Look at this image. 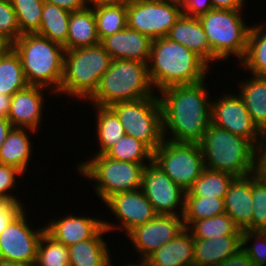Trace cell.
Here are the masks:
<instances>
[{"label": "cell", "mask_w": 266, "mask_h": 266, "mask_svg": "<svg viewBox=\"0 0 266 266\" xmlns=\"http://www.w3.org/2000/svg\"><path fill=\"white\" fill-rule=\"evenodd\" d=\"M205 82L170 86L159 92L164 139L199 143L204 137L211 124L213 99Z\"/></svg>", "instance_id": "1"}, {"label": "cell", "mask_w": 266, "mask_h": 266, "mask_svg": "<svg viewBox=\"0 0 266 266\" xmlns=\"http://www.w3.org/2000/svg\"><path fill=\"white\" fill-rule=\"evenodd\" d=\"M153 89L191 85L204 81L210 66L194 51L167 37L152 40L147 63Z\"/></svg>", "instance_id": "2"}, {"label": "cell", "mask_w": 266, "mask_h": 266, "mask_svg": "<svg viewBox=\"0 0 266 266\" xmlns=\"http://www.w3.org/2000/svg\"><path fill=\"white\" fill-rule=\"evenodd\" d=\"M11 47L19 55L28 85L58 93L63 77L64 46L36 33L22 34Z\"/></svg>", "instance_id": "3"}, {"label": "cell", "mask_w": 266, "mask_h": 266, "mask_svg": "<svg viewBox=\"0 0 266 266\" xmlns=\"http://www.w3.org/2000/svg\"><path fill=\"white\" fill-rule=\"evenodd\" d=\"M199 146L206 169L235 178L254 173V145L241 136L210 124Z\"/></svg>", "instance_id": "4"}, {"label": "cell", "mask_w": 266, "mask_h": 266, "mask_svg": "<svg viewBox=\"0 0 266 266\" xmlns=\"http://www.w3.org/2000/svg\"><path fill=\"white\" fill-rule=\"evenodd\" d=\"M148 75L147 63L137 60H112L103 74L98 89L88 100L92 105L110 107L155 95Z\"/></svg>", "instance_id": "5"}, {"label": "cell", "mask_w": 266, "mask_h": 266, "mask_svg": "<svg viewBox=\"0 0 266 266\" xmlns=\"http://www.w3.org/2000/svg\"><path fill=\"white\" fill-rule=\"evenodd\" d=\"M112 60L101 44L65 50L63 77L58 94L88 101L97 91Z\"/></svg>", "instance_id": "6"}, {"label": "cell", "mask_w": 266, "mask_h": 266, "mask_svg": "<svg viewBox=\"0 0 266 266\" xmlns=\"http://www.w3.org/2000/svg\"><path fill=\"white\" fill-rule=\"evenodd\" d=\"M242 11L213 9L198 17L217 61L235 56L241 62L246 55L251 26L243 20Z\"/></svg>", "instance_id": "7"}, {"label": "cell", "mask_w": 266, "mask_h": 266, "mask_svg": "<svg viewBox=\"0 0 266 266\" xmlns=\"http://www.w3.org/2000/svg\"><path fill=\"white\" fill-rule=\"evenodd\" d=\"M88 159L78 162V174L85 176V180L96 181L92 186L103 203L116 193L141 188L144 164L118 161L105 155H92Z\"/></svg>", "instance_id": "8"}, {"label": "cell", "mask_w": 266, "mask_h": 266, "mask_svg": "<svg viewBox=\"0 0 266 266\" xmlns=\"http://www.w3.org/2000/svg\"><path fill=\"white\" fill-rule=\"evenodd\" d=\"M118 116L127 135L145 143L153 152L163 143L162 108L154 95L110 106Z\"/></svg>", "instance_id": "9"}, {"label": "cell", "mask_w": 266, "mask_h": 266, "mask_svg": "<svg viewBox=\"0 0 266 266\" xmlns=\"http://www.w3.org/2000/svg\"><path fill=\"white\" fill-rule=\"evenodd\" d=\"M153 161L185 192L192 187L205 169L199 143L164 139L153 152Z\"/></svg>", "instance_id": "10"}, {"label": "cell", "mask_w": 266, "mask_h": 266, "mask_svg": "<svg viewBox=\"0 0 266 266\" xmlns=\"http://www.w3.org/2000/svg\"><path fill=\"white\" fill-rule=\"evenodd\" d=\"M182 14V7L176 0H129L127 27L155 40L167 37Z\"/></svg>", "instance_id": "11"}, {"label": "cell", "mask_w": 266, "mask_h": 266, "mask_svg": "<svg viewBox=\"0 0 266 266\" xmlns=\"http://www.w3.org/2000/svg\"><path fill=\"white\" fill-rule=\"evenodd\" d=\"M24 209L0 234V259L24 263H36L38 246L45 226L34 229L29 224Z\"/></svg>", "instance_id": "12"}, {"label": "cell", "mask_w": 266, "mask_h": 266, "mask_svg": "<svg viewBox=\"0 0 266 266\" xmlns=\"http://www.w3.org/2000/svg\"><path fill=\"white\" fill-rule=\"evenodd\" d=\"M141 189L158 214L183 216L186 192L154 161L144 168Z\"/></svg>", "instance_id": "13"}, {"label": "cell", "mask_w": 266, "mask_h": 266, "mask_svg": "<svg viewBox=\"0 0 266 266\" xmlns=\"http://www.w3.org/2000/svg\"><path fill=\"white\" fill-rule=\"evenodd\" d=\"M105 206L109 208L120 222L113 224L110 221H103V227L108 231L117 229L124 231L125 235L133 228L145 224L153 220L158 213L152 204L144 195L142 189L133 191L119 192L109 197L105 202Z\"/></svg>", "instance_id": "14"}, {"label": "cell", "mask_w": 266, "mask_h": 266, "mask_svg": "<svg viewBox=\"0 0 266 266\" xmlns=\"http://www.w3.org/2000/svg\"><path fill=\"white\" fill-rule=\"evenodd\" d=\"M184 229L183 216L158 214L153 220L133 228L126 237H129L136 253H139V260L144 261Z\"/></svg>", "instance_id": "15"}, {"label": "cell", "mask_w": 266, "mask_h": 266, "mask_svg": "<svg viewBox=\"0 0 266 266\" xmlns=\"http://www.w3.org/2000/svg\"><path fill=\"white\" fill-rule=\"evenodd\" d=\"M211 124L241 136L253 145L260 132L253 124L250 113L239 94H232V92L211 100Z\"/></svg>", "instance_id": "16"}, {"label": "cell", "mask_w": 266, "mask_h": 266, "mask_svg": "<svg viewBox=\"0 0 266 266\" xmlns=\"http://www.w3.org/2000/svg\"><path fill=\"white\" fill-rule=\"evenodd\" d=\"M42 86L28 85L16 92L11 98L8 120L12 127L29 128L37 131L41 126L43 108L45 104Z\"/></svg>", "instance_id": "17"}, {"label": "cell", "mask_w": 266, "mask_h": 266, "mask_svg": "<svg viewBox=\"0 0 266 266\" xmlns=\"http://www.w3.org/2000/svg\"><path fill=\"white\" fill-rule=\"evenodd\" d=\"M103 221L102 218L76 216L71 213L54 221L51 219L45 225V232L55 241L69 247L92 238L103 227Z\"/></svg>", "instance_id": "18"}, {"label": "cell", "mask_w": 266, "mask_h": 266, "mask_svg": "<svg viewBox=\"0 0 266 266\" xmlns=\"http://www.w3.org/2000/svg\"><path fill=\"white\" fill-rule=\"evenodd\" d=\"M152 40L129 27L103 38L100 44L113 60H137L148 63Z\"/></svg>", "instance_id": "19"}, {"label": "cell", "mask_w": 266, "mask_h": 266, "mask_svg": "<svg viewBox=\"0 0 266 266\" xmlns=\"http://www.w3.org/2000/svg\"><path fill=\"white\" fill-rule=\"evenodd\" d=\"M167 38L194 51L210 67L216 61L212 56V49L198 17H189L182 14L170 29Z\"/></svg>", "instance_id": "20"}, {"label": "cell", "mask_w": 266, "mask_h": 266, "mask_svg": "<svg viewBox=\"0 0 266 266\" xmlns=\"http://www.w3.org/2000/svg\"><path fill=\"white\" fill-rule=\"evenodd\" d=\"M224 203L226 213L241 230H245L253 216L252 174L232 181Z\"/></svg>", "instance_id": "21"}, {"label": "cell", "mask_w": 266, "mask_h": 266, "mask_svg": "<svg viewBox=\"0 0 266 266\" xmlns=\"http://www.w3.org/2000/svg\"><path fill=\"white\" fill-rule=\"evenodd\" d=\"M144 261L148 266L194 265L192 234L185 228L173 240L151 253Z\"/></svg>", "instance_id": "22"}, {"label": "cell", "mask_w": 266, "mask_h": 266, "mask_svg": "<svg viewBox=\"0 0 266 266\" xmlns=\"http://www.w3.org/2000/svg\"><path fill=\"white\" fill-rule=\"evenodd\" d=\"M194 265L218 266L241 249V235H224L220 238L193 239Z\"/></svg>", "instance_id": "23"}, {"label": "cell", "mask_w": 266, "mask_h": 266, "mask_svg": "<svg viewBox=\"0 0 266 266\" xmlns=\"http://www.w3.org/2000/svg\"><path fill=\"white\" fill-rule=\"evenodd\" d=\"M107 232L102 227L92 238L69 246V266H109L113 259L102 238Z\"/></svg>", "instance_id": "24"}, {"label": "cell", "mask_w": 266, "mask_h": 266, "mask_svg": "<svg viewBox=\"0 0 266 266\" xmlns=\"http://www.w3.org/2000/svg\"><path fill=\"white\" fill-rule=\"evenodd\" d=\"M36 132L29 128L12 127L0 147V164L14 166L25 174L33 149L28 133Z\"/></svg>", "instance_id": "25"}, {"label": "cell", "mask_w": 266, "mask_h": 266, "mask_svg": "<svg viewBox=\"0 0 266 266\" xmlns=\"http://www.w3.org/2000/svg\"><path fill=\"white\" fill-rule=\"evenodd\" d=\"M100 44L97 35L96 19L92 6L70 14L65 50L90 47Z\"/></svg>", "instance_id": "26"}, {"label": "cell", "mask_w": 266, "mask_h": 266, "mask_svg": "<svg viewBox=\"0 0 266 266\" xmlns=\"http://www.w3.org/2000/svg\"><path fill=\"white\" fill-rule=\"evenodd\" d=\"M240 80L239 96L259 131L266 129V77L250 76Z\"/></svg>", "instance_id": "27"}, {"label": "cell", "mask_w": 266, "mask_h": 266, "mask_svg": "<svg viewBox=\"0 0 266 266\" xmlns=\"http://www.w3.org/2000/svg\"><path fill=\"white\" fill-rule=\"evenodd\" d=\"M95 113V124L97 127L95 134L99 141V151L95 155H104L118 140L125 134V129L122 126L118 116L110 107L93 105Z\"/></svg>", "instance_id": "28"}, {"label": "cell", "mask_w": 266, "mask_h": 266, "mask_svg": "<svg viewBox=\"0 0 266 266\" xmlns=\"http://www.w3.org/2000/svg\"><path fill=\"white\" fill-rule=\"evenodd\" d=\"M240 66L250 75L266 77V27L263 23L251 25L247 51Z\"/></svg>", "instance_id": "29"}, {"label": "cell", "mask_w": 266, "mask_h": 266, "mask_svg": "<svg viewBox=\"0 0 266 266\" xmlns=\"http://www.w3.org/2000/svg\"><path fill=\"white\" fill-rule=\"evenodd\" d=\"M27 86L21 59L9 46L0 54V93L13 96Z\"/></svg>", "instance_id": "30"}, {"label": "cell", "mask_w": 266, "mask_h": 266, "mask_svg": "<svg viewBox=\"0 0 266 266\" xmlns=\"http://www.w3.org/2000/svg\"><path fill=\"white\" fill-rule=\"evenodd\" d=\"M71 12L55 4L44 2L41 23L36 34L65 45L68 36V25Z\"/></svg>", "instance_id": "31"}, {"label": "cell", "mask_w": 266, "mask_h": 266, "mask_svg": "<svg viewBox=\"0 0 266 266\" xmlns=\"http://www.w3.org/2000/svg\"><path fill=\"white\" fill-rule=\"evenodd\" d=\"M91 6L93 7L97 35L100 41L127 27V2Z\"/></svg>", "instance_id": "32"}, {"label": "cell", "mask_w": 266, "mask_h": 266, "mask_svg": "<svg viewBox=\"0 0 266 266\" xmlns=\"http://www.w3.org/2000/svg\"><path fill=\"white\" fill-rule=\"evenodd\" d=\"M234 176L219 171L204 169L185 196L225 198Z\"/></svg>", "instance_id": "33"}, {"label": "cell", "mask_w": 266, "mask_h": 266, "mask_svg": "<svg viewBox=\"0 0 266 266\" xmlns=\"http://www.w3.org/2000/svg\"><path fill=\"white\" fill-rule=\"evenodd\" d=\"M187 229L193 239L220 238L224 235H241L242 230L235 224L227 214H221L203 220L193 221Z\"/></svg>", "instance_id": "34"}, {"label": "cell", "mask_w": 266, "mask_h": 266, "mask_svg": "<svg viewBox=\"0 0 266 266\" xmlns=\"http://www.w3.org/2000/svg\"><path fill=\"white\" fill-rule=\"evenodd\" d=\"M104 155L114 160L141 163L145 166L153 161V151L145 143L127 134Z\"/></svg>", "instance_id": "35"}, {"label": "cell", "mask_w": 266, "mask_h": 266, "mask_svg": "<svg viewBox=\"0 0 266 266\" xmlns=\"http://www.w3.org/2000/svg\"><path fill=\"white\" fill-rule=\"evenodd\" d=\"M226 213L224 198L185 196L183 221L187 228L193 221Z\"/></svg>", "instance_id": "36"}, {"label": "cell", "mask_w": 266, "mask_h": 266, "mask_svg": "<svg viewBox=\"0 0 266 266\" xmlns=\"http://www.w3.org/2000/svg\"><path fill=\"white\" fill-rule=\"evenodd\" d=\"M21 34L36 33L39 30L44 0H12Z\"/></svg>", "instance_id": "37"}, {"label": "cell", "mask_w": 266, "mask_h": 266, "mask_svg": "<svg viewBox=\"0 0 266 266\" xmlns=\"http://www.w3.org/2000/svg\"><path fill=\"white\" fill-rule=\"evenodd\" d=\"M36 266H69V248L43 233L38 246Z\"/></svg>", "instance_id": "38"}, {"label": "cell", "mask_w": 266, "mask_h": 266, "mask_svg": "<svg viewBox=\"0 0 266 266\" xmlns=\"http://www.w3.org/2000/svg\"><path fill=\"white\" fill-rule=\"evenodd\" d=\"M252 223L245 229L266 231V181L263 177L252 174Z\"/></svg>", "instance_id": "39"}, {"label": "cell", "mask_w": 266, "mask_h": 266, "mask_svg": "<svg viewBox=\"0 0 266 266\" xmlns=\"http://www.w3.org/2000/svg\"><path fill=\"white\" fill-rule=\"evenodd\" d=\"M250 241L252 244L250 243ZM241 249L249 256V258L256 266H265L266 232L242 230Z\"/></svg>", "instance_id": "40"}, {"label": "cell", "mask_w": 266, "mask_h": 266, "mask_svg": "<svg viewBox=\"0 0 266 266\" xmlns=\"http://www.w3.org/2000/svg\"><path fill=\"white\" fill-rule=\"evenodd\" d=\"M21 35L11 3L0 1V37L11 46Z\"/></svg>", "instance_id": "41"}, {"label": "cell", "mask_w": 266, "mask_h": 266, "mask_svg": "<svg viewBox=\"0 0 266 266\" xmlns=\"http://www.w3.org/2000/svg\"><path fill=\"white\" fill-rule=\"evenodd\" d=\"M23 175L24 173L14 166L0 164V198L20 201V199L18 200L17 195L15 196L14 194L13 196V193L10 192H15L16 190L18 183L16 182V177L19 176L18 178H21L20 176Z\"/></svg>", "instance_id": "42"}, {"label": "cell", "mask_w": 266, "mask_h": 266, "mask_svg": "<svg viewBox=\"0 0 266 266\" xmlns=\"http://www.w3.org/2000/svg\"><path fill=\"white\" fill-rule=\"evenodd\" d=\"M21 201L0 198V234L25 209Z\"/></svg>", "instance_id": "43"}, {"label": "cell", "mask_w": 266, "mask_h": 266, "mask_svg": "<svg viewBox=\"0 0 266 266\" xmlns=\"http://www.w3.org/2000/svg\"><path fill=\"white\" fill-rule=\"evenodd\" d=\"M254 174H266V129L261 130L254 145Z\"/></svg>", "instance_id": "44"}, {"label": "cell", "mask_w": 266, "mask_h": 266, "mask_svg": "<svg viewBox=\"0 0 266 266\" xmlns=\"http://www.w3.org/2000/svg\"><path fill=\"white\" fill-rule=\"evenodd\" d=\"M183 14L189 17H199L213 10L211 0H179Z\"/></svg>", "instance_id": "45"}, {"label": "cell", "mask_w": 266, "mask_h": 266, "mask_svg": "<svg viewBox=\"0 0 266 266\" xmlns=\"http://www.w3.org/2000/svg\"><path fill=\"white\" fill-rule=\"evenodd\" d=\"M218 266H256L249 256L242 250H238L234 255L228 257Z\"/></svg>", "instance_id": "46"}, {"label": "cell", "mask_w": 266, "mask_h": 266, "mask_svg": "<svg viewBox=\"0 0 266 266\" xmlns=\"http://www.w3.org/2000/svg\"><path fill=\"white\" fill-rule=\"evenodd\" d=\"M51 4H55L69 12L83 10L88 6L87 0H44Z\"/></svg>", "instance_id": "47"}, {"label": "cell", "mask_w": 266, "mask_h": 266, "mask_svg": "<svg viewBox=\"0 0 266 266\" xmlns=\"http://www.w3.org/2000/svg\"><path fill=\"white\" fill-rule=\"evenodd\" d=\"M246 0H211L214 9L243 10Z\"/></svg>", "instance_id": "48"}, {"label": "cell", "mask_w": 266, "mask_h": 266, "mask_svg": "<svg viewBox=\"0 0 266 266\" xmlns=\"http://www.w3.org/2000/svg\"><path fill=\"white\" fill-rule=\"evenodd\" d=\"M11 98L12 96L10 95H4L0 93V117L2 118L8 117V112H9L10 104H11Z\"/></svg>", "instance_id": "49"}, {"label": "cell", "mask_w": 266, "mask_h": 266, "mask_svg": "<svg viewBox=\"0 0 266 266\" xmlns=\"http://www.w3.org/2000/svg\"><path fill=\"white\" fill-rule=\"evenodd\" d=\"M12 129L11 122L8 118L0 117V147L2 143L5 141L7 134Z\"/></svg>", "instance_id": "50"}, {"label": "cell", "mask_w": 266, "mask_h": 266, "mask_svg": "<svg viewBox=\"0 0 266 266\" xmlns=\"http://www.w3.org/2000/svg\"><path fill=\"white\" fill-rule=\"evenodd\" d=\"M129 0H87L88 5H99V4H111V3H124Z\"/></svg>", "instance_id": "51"}, {"label": "cell", "mask_w": 266, "mask_h": 266, "mask_svg": "<svg viewBox=\"0 0 266 266\" xmlns=\"http://www.w3.org/2000/svg\"><path fill=\"white\" fill-rule=\"evenodd\" d=\"M0 266H29V265L0 259Z\"/></svg>", "instance_id": "52"}, {"label": "cell", "mask_w": 266, "mask_h": 266, "mask_svg": "<svg viewBox=\"0 0 266 266\" xmlns=\"http://www.w3.org/2000/svg\"><path fill=\"white\" fill-rule=\"evenodd\" d=\"M10 45L0 37V54H2Z\"/></svg>", "instance_id": "53"}, {"label": "cell", "mask_w": 266, "mask_h": 266, "mask_svg": "<svg viewBox=\"0 0 266 266\" xmlns=\"http://www.w3.org/2000/svg\"><path fill=\"white\" fill-rule=\"evenodd\" d=\"M137 261H139V262H137ZM137 261H136L137 264H135V263L129 264L128 263V264L122 265V266H148L147 263L145 261H143V260H137ZM109 266H113L111 262H110Z\"/></svg>", "instance_id": "54"}, {"label": "cell", "mask_w": 266, "mask_h": 266, "mask_svg": "<svg viewBox=\"0 0 266 266\" xmlns=\"http://www.w3.org/2000/svg\"><path fill=\"white\" fill-rule=\"evenodd\" d=\"M0 1L11 3L12 0H0Z\"/></svg>", "instance_id": "55"}]
</instances>
